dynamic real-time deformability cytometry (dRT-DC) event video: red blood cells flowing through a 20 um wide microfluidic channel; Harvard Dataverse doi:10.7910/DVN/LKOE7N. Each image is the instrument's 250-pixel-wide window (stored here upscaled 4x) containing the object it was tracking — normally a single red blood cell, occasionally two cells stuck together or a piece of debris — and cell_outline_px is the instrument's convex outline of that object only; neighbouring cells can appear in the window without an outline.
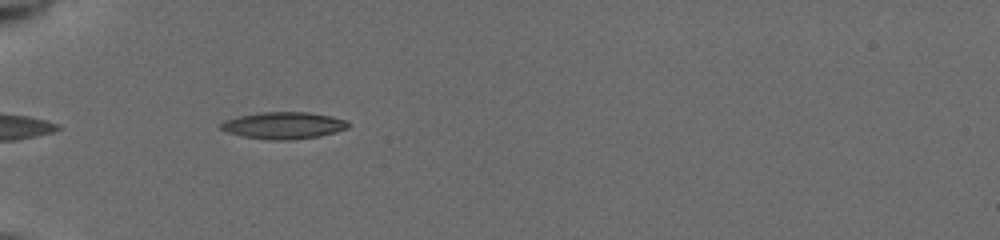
{"species": "common noctule bat (a hibernating species)", "species_latin": "Nyctalus noctula", "temperature_condition": "cold", "stored_images_in_passage": 37, "camera_frame_rate_fps": 3000, "um_per_image_px": 0.085, "animal": {"sex": "female", "body_mass_g": 19.5, "forearm_length_mm": 54.1}, "frame": {"image": 1, "passage_image": 4, "time_ms": 1.0, "image_size_px": [1000, 240], "cell_outline_px": [[348, 128], [336, 132], [320, 136], [288, 140], [272, 140], [240, 136], [228, 132], [220, 128], [216, 124], [224, 120], [240, 116], [260, 112], [308, 112], [332, 116], [344, 120], [348, 124]], "centroid_in_image_um": [24.06, 10.66], "position_along_channel_um": 60.9, "area_um2": 20.0}}
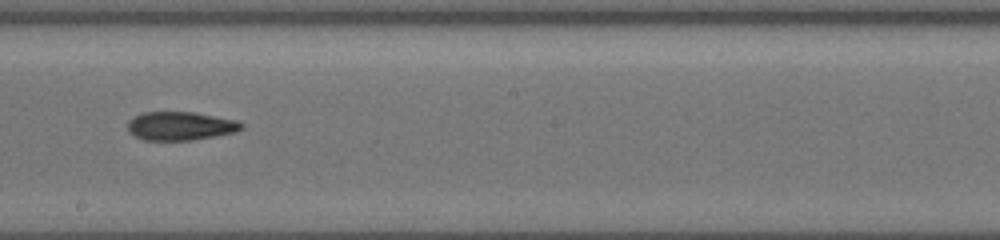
{"frame": {"image": 2, "passage_image": 18, "time_ms": 5.667, "image_size_px": [1000, 240], "cell_outline_px": [[244, 128], [236, 132], [192, 140], [144, 140], [136, 136], [128, 128], [128, 120], [132, 116], [144, 112], [196, 112], [236, 120], [244, 124]], "centroid_in_image_um": [15.36, 10.7], "position_along_channel_um": 232.8, "area_um2": 18.96}}
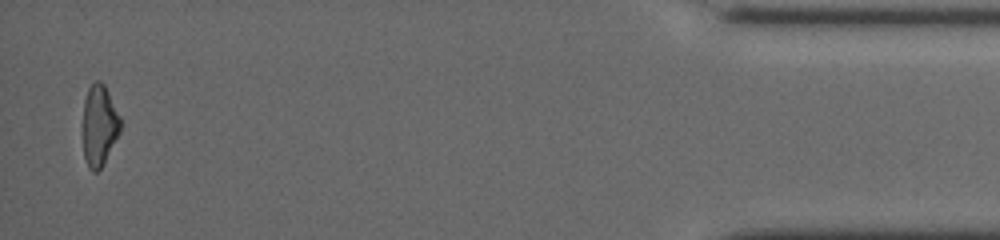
{"frame": {"image": 3, "passage_image": 37, "time_ms": 12.333, "image_size_px": [1000, 240], "cell_outline_px": [[120, 132], [100, 168], [96, 172], [92, 172], [88, 168], [84, 156], [84, 100], [88, 88], [96, 80], [100, 80], [104, 84], [120, 116]], "centroid_in_image_um": [8.44, 10.64], "position_along_channel_um": 426.8, "area_um2": 17.34}, "authors_computed_cell_mechanics": {"area_um2": 18.9006, "velocity_mm_per_s": 3.9554, "shape_relaxation_time_tau1_ms": 6.8046, "shape_relaxation_time_tau2_ms": 5.6815, "deformation_change_tau1": 0.1889, "deformation_change_tau2": 0.1419}}